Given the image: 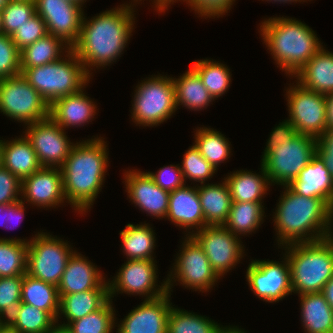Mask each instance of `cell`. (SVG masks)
I'll use <instances>...</instances> for the list:
<instances>
[{"label":"cell","instance_id":"f907efd6","mask_svg":"<svg viewBox=\"0 0 333 333\" xmlns=\"http://www.w3.org/2000/svg\"><path fill=\"white\" fill-rule=\"evenodd\" d=\"M297 134V130L291 124V122L286 119L280 122L270 133L269 139L265 150L262 155V159L273 149L281 145L283 142H290L291 139Z\"/></svg>","mask_w":333,"mask_h":333},{"label":"cell","instance_id":"1f68e13d","mask_svg":"<svg viewBox=\"0 0 333 333\" xmlns=\"http://www.w3.org/2000/svg\"><path fill=\"white\" fill-rule=\"evenodd\" d=\"M149 223L127 224L120 231L123 253L127 260H154L153 253L156 239L153 228Z\"/></svg>","mask_w":333,"mask_h":333},{"label":"cell","instance_id":"7c38bea8","mask_svg":"<svg viewBox=\"0 0 333 333\" xmlns=\"http://www.w3.org/2000/svg\"><path fill=\"white\" fill-rule=\"evenodd\" d=\"M286 93L288 120L297 133L317 139L327 129L326 96L304 88L297 81Z\"/></svg>","mask_w":333,"mask_h":333},{"label":"cell","instance_id":"db71d44e","mask_svg":"<svg viewBox=\"0 0 333 333\" xmlns=\"http://www.w3.org/2000/svg\"><path fill=\"white\" fill-rule=\"evenodd\" d=\"M325 96L327 129H333V92L326 94Z\"/></svg>","mask_w":333,"mask_h":333},{"label":"cell","instance_id":"9a60e30c","mask_svg":"<svg viewBox=\"0 0 333 333\" xmlns=\"http://www.w3.org/2000/svg\"><path fill=\"white\" fill-rule=\"evenodd\" d=\"M284 261L252 260L247 267L246 281L253 293L269 303L279 302L292 295L290 266L283 254Z\"/></svg>","mask_w":333,"mask_h":333},{"label":"cell","instance_id":"f35d334b","mask_svg":"<svg viewBox=\"0 0 333 333\" xmlns=\"http://www.w3.org/2000/svg\"><path fill=\"white\" fill-rule=\"evenodd\" d=\"M30 240L0 237V277L26 273L27 249Z\"/></svg>","mask_w":333,"mask_h":333},{"label":"cell","instance_id":"7bdbcfd3","mask_svg":"<svg viewBox=\"0 0 333 333\" xmlns=\"http://www.w3.org/2000/svg\"><path fill=\"white\" fill-rule=\"evenodd\" d=\"M183 172V177L186 180H193L195 183L199 182L205 184V181L212 178L217 170L206 161L200 154L199 150L192 145L187 152L183 155V161L180 165Z\"/></svg>","mask_w":333,"mask_h":333},{"label":"cell","instance_id":"8fae6325","mask_svg":"<svg viewBox=\"0 0 333 333\" xmlns=\"http://www.w3.org/2000/svg\"><path fill=\"white\" fill-rule=\"evenodd\" d=\"M49 104L22 75L0 80V112L28 125L49 117Z\"/></svg>","mask_w":333,"mask_h":333},{"label":"cell","instance_id":"7dc6e473","mask_svg":"<svg viewBox=\"0 0 333 333\" xmlns=\"http://www.w3.org/2000/svg\"><path fill=\"white\" fill-rule=\"evenodd\" d=\"M147 173L156 185L168 192L185 185L183 172L179 164L161 167L156 173L149 171Z\"/></svg>","mask_w":333,"mask_h":333},{"label":"cell","instance_id":"6125c7cd","mask_svg":"<svg viewBox=\"0 0 333 333\" xmlns=\"http://www.w3.org/2000/svg\"><path fill=\"white\" fill-rule=\"evenodd\" d=\"M0 34H3V28H2V12L0 11Z\"/></svg>","mask_w":333,"mask_h":333},{"label":"cell","instance_id":"836d02e7","mask_svg":"<svg viewBox=\"0 0 333 333\" xmlns=\"http://www.w3.org/2000/svg\"><path fill=\"white\" fill-rule=\"evenodd\" d=\"M59 301L57 286L24 274L21 302L48 312L57 321Z\"/></svg>","mask_w":333,"mask_h":333},{"label":"cell","instance_id":"7a4b0ae2","mask_svg":"<svg viewBox=\"0 0 333 333\" xmlns=\"http://www.w3.org/2000/svg\"><path fill=\"white\" fill-rule=\"evenodd\" d=\"M282 192L275 214L277 245L315 242L333 234V209L320 198L305 197L287 185Z\"/></svg>","mask_w":333,"mask_h":333},{"label":"cell","instance_id":"4dcf8cb0","mask_svg":"<svg viewBox=\"0 0 333 333\" xmlns=\"http://www.w3.org/2000/svg\"><path fill=\"white\" fill-rule=\"evenodd\" d=\"M174 84L176 107L199 111L206 109L214 101L199 75L190 67L179 78L172 77Z\"/></svg>","mask_w":333,"mask_h":333},{"label":"cell","instance_id":"cb8c5ba5","mask_svg":"<svg viewBox=\"0 0 333 333\" xmlns=\"http://www.w3.org/2000/svg\"><path fill=\"white\" fill-rule=\"evenodd\" d=\"M95 102L86 95L84 88L75 94L54 100L49 106V116L64 130L82 127L92 122L97 114Z\"/></svg>","mask_w":333,"mask_h":333},{"label":"cell","instance_id":"ffe728a7","mask_svg":"<svg viewBox=\"0 0 333 333\" xmlns=\"http://www.w3.org/2000/svg\"><path fill=\"white\" fill-rule=\"evenodd\" d=\"M124 180L129 201L150 216L166 218L170 192L156 185L147 171L129 169L124 173Z\"/></svg>","mask_w":333,"mask_h":333},{"label":"cell","instance_id":"680465c9","mask_svg":"<svg viewBox=\"0 0 333 333\" xmlns=\"http://www.w3.org/2000/svg\"><path fill=\"white\" fill-rule=\"evenodd\" d=\"M220 333H247L244 329L239 328L238 326H227L222 329Z\"/></svg>","mask_w":333,"mask_h":333},{"label":"cell","instance_id":"5bb4252c","mask_svg":"<svg viewBox=\"0 0 333 333\" xmlns=\"http://www.w3.org/2000/svg\"><path fill=\"white\" fill-rule=\"evenodd\" d=\"M202 247L210 265L221 278L244 257V245L224 225L205 226L191 235ZM235 266V267H234Z\"/></svg>","mask_w":333,"mask_h":333},{"label":"cell","instance_id":"277c9868","mask_svg":"<svg viewBox=\"0 0 333 333\" xmlns=\"http://www.w3.org/2000/svg\"><path fill=\"white\" fill-rule=\"evenodd\" d=\"M259 29L277 67L292 78L323 47L315 31L294 18L270 17Z\"/></svg>","mask_w":333,"mask_h":333},{"label":"cell","instance_id":"ee69618b","mask_svg":"<svg viewBox=\"0 0 333 333\" xmlns=\"http://www.w3.org/2000/svg\"><path fill=\"white\" fill-rule=\"evenodd\" d=\"M24 275L0 277V319L6 321L19 307Z\"/></svg>","mask_w":333,"mask_h":333},{"label":"cell","instance_id":"b9f144b4","mask_svg":"<svg viewBox=\"0 0 333 333\" xmlns=\"http://www.w3.org/2000/svg\"><path fill=\"white\" fill-rule=\"evenodd\" d=\"M1 12L3 34L12 36L20 26L36 14L35 1L10 0Z\"/></svg>","mask_w":333,"mask_h":333},{"label":"cell","instance_id":"e0dca14e","mask_svg":"<svg viewBox=\"0 0 333 333\" xmlns=\"http://www.w3.org/2000/svg\"><path fill=\"white\" fill-rule=\"evenodd\" d=\"M35 9L44 20L47 33L72 48L80 34L84 16L82 5L72 0H35Z\"/></svg>","mask_w":333,"mask_h":333},{"label":"cell","instance_id":"681fc988","mask_svg":"<svg viewBox=\"0 0 333 333\" xmlns=\"http://www.w3.org/2000/svg\"><path fill=\"white\" fill-rule=\"evenodd\" d=\"M21 186L22 181L18 177L5 167H0V205L20 201Z\"/></svg>","mask_w":333,"mask_h":333},{"label":"cell","instance_id":"e7e4bbea","mask_svg":"<svg viewBox=\"0 0 333 333\" xmlns=\"http://www.w3.org/2000/svg\"><path fill=\"white\" fill-rule=\"evenodd\" d=\"M72 1H75L77 3H79L80 5H84V3L87 1V0H72Z\"/></svg>","mask_w":333,"mask_h":333},{"label":"cell","instance_id":"bcb514c9","mask_svg":"<svg viewBox=\"0 0 333 333\" xmlns=\"http://www.w3.org/2000/svg\"><path fill=\"white\" fill-rule=\"evenodd\" d=\"M47 34L44 20L38 14H35L32 18L20 26L11 38L21 51Z\"/></svg>","mask_w":333,"mask_h":333},{"label":"cell","instance_id":"7402d4cb","mask_svg":"<svg viewBox=\"0 0 333 333\" xmlns=\"http://www.w3.org/2000/svg\"><path fill=\"white\" fill-rule=\"evenodd\" d=\"M166 219L188 231L185 236L205 227V218L196 186L186 184L169 194V206ZM195 229V230H193Z\"/></svg>","mask_w":333,"mask_h":333},{"label":"cell","instance_id":"8d00e7d4","mask_svg":"<svg viewBox=\"0 0 333 333\" xmlns=\"http://www.w3.org/2000/svg\"><path fill=\"white\" fill-rule=\"evenodd\" d=\"M191 68L199 75L214 100L229 90L232 74L227 65L212 59H202L194 61Z\"/></svg>","mask_w":333,"mask_h":333},{"label":"cell","instance_id":"2e32d148","mask_svg":"<svg viewBox=\"0 0 333 333\" xmlns=\"http://www.w3.org/2000/svg\"><path fill=\"white\" fill-rule=\"evenodd\" d=\"M24 135L30 141L42 166L61 167L76 143L50 116L28 124Z\"/></svg>","mask_w":333,"mask_h":333},{"label":"cell","instance_id":"f546056e","mask_svg":"<svg viewBox=\"0 0 333 333\" xmlns=\"http://www.w3.org/2000/svg\"><path fill=\"white\" fill-rule=\"evenodd\" d=\"M301 321L306 333H333V309L320 293L299 295Z\"/></svg>","mask_w":333,"mask_h":333},{"label":"cell","instance_id":"8992f818","mask_svg":"<svg viewBox=\"0 0 333 333\" xmlns=\"http://www.w3.org/2000/svg\"><path fill=\"white\" fill-rule=\"evenodd\" d=\"M65 54L50 64L26 68L22 72L49 105L60 97L80 92L91 79L72 49Z\"/></svg>","mask_w":333,"mask_h":333},{"label":"cell","instance_id":"91938a15","mask_svg":"<svg viewBox=\"0 0 333 333\" xmlns=\"http://www.w3.org/2000/svg\"><path fill=\"white\" fill-rule=\"evenodd\" d=\"M263 1V0H262ZM265 1V0H264ZM266 1H270V2H272L273 3V1L274 2H280V3H289V4H291L292 2H307V1H310V0H266Z\"/></svg>","mask_w":333,"mask_h":333},{"label":"cell","instance_id":"4fadbf2b","mask_svg":"<svg viewBox=\"0 0 333 333\" xmlns=\"http://www.w3.org/2000/svg\"><path fill=\"white\" fill-rule=\"evenodd\" d=\"M155 261L127 260L124 262L116 276H113V280H108L110 299L118 293H126L142 295V297L144 295L146 297L144 300H152L168 293L166 278L161 286L157 284L158 268Z\"/></svg>","mask_w":333,"mask_h":333},{"label":"cell","instance_id":"44dd1931","mask_svg":"<svg viewBox=\"0 0 333 333\" xmlns=\"http://www.w3.org/2000/svg\"><path fill=\"white\" fill-rule=\"evenodd\" d=\"M93 262L74 250L70 256L58 288L59 295H69L93 289H109L108 280Z\"/></svg>","mask_w":333,"mask_h":333},{"label":"cell","instance_id":"f1b7e54d","mask_svg":"<svg viewBox=\"0 0 333 333\" xmlns=\"http://www.w3.org/2000/svg\"><path fill=\"white\" fill-rule=\"evenodd\" d=\"M59 297L57 322L63 315L64 319H67V323L97 311L110 300L109 289H93L69 295H59Z\"/></svg>","mask_w":333,"mask_h":333},{"label":"cell","instance_id":"816d5d0a","mask_svg":"<svg viewBox=\"0 0 333 333\" xmlns=\"http://www.w3.org/2000/svg\"><path fill=\"white\" fill-rule=\"evenodd\" d=\"M316 154L324 161L333 178V129H326L316 139Z\"/></svg>","mask_w":333,"mask_h":333},{"label":"cell","instance_id":"f5cc1de1","mask_svg":"<svg viewBox=\"0 0 333 333\" xmlns=\"http://www.w3.org/2000/svg\"><path fill=\"white\" fill-rule=\"evenodd\" d=\"M25 208H26L25 203L22 202L21 200L16 203H11V204H1L0 205V218H1L0 221H2V222H0V226L4 225L3 226L4 228L9 229V228H12V227L7 226L9 223H12L16 220H17L16 223H21L22 219L24 217ZM15 224L13 227H16Z\"/></svg>","mask_w":333,"mask_h":333},{"label":"cell","instance_id":"94428289","mask_svg":"<svg viewBox=\"0 0 333 333\" xmlns=\"http://www.w3.org/2000/svg\"><path fill=\"white\" fill-rule=\"evenodd\" d=\"M10 0H0V11L7 5Z\"/></svg>","mask_w":333,"mask_h":333},{"label":"cell","instance_id":"6da1fadb","mask_svg":"<svg viewBox=\"0 0 333 333\" xmlns=\"http://www.w3.org/2000/svg\"><path fill=\"white\" fill-rule=\"evenodd\" d=\"M133 2L103 11L89 20L83 16L79 38L71 49L90 76L93 68L95 71V67L109 66L123 54L135 29L134 8L140 3Z\"/></svg>","mask_w":333,"mask_h":333},{"label":"cell","instance_id":"d590c367","mask_svg":"<svg viewBox=\"0 0 333 333\" xmlns=\"http://www.w3.org/2000/svg\"><path fill=\"white\" fill-rule=\"evenodd\" d=\"M194 134V146L216 170L231 156L230 141L221 132L204 126L198 127Z\"/></svg>","mask_w":333,"mask_h":333},{"label":"cell","instance_id":"3957f363","mask_svg":"<svg viewBox=\"0 0 333 333\" xmlns=\"http://www.w3.org/2000/svg\"><path fill=\"white\" fill-rule=\"evenodd\" d=\"M106 143L101 136L77 142L60 167L65 202L82 215L91 209L105 181L109 166Z\"/></svg>","mask_w":333,"mask_h":333},{"label":"cell","instance_id":"60d3db41","mask_svg":"<svg viewBox=\"0 0 333 333\" xmlns=\"http://www.w3.org/2000/svg\"><path fill=\"white\" fill-rule=\"evenodd\" d=\"M113 299H110L102 308L80 319L61 325L67 326L71 333H113L117 324Z\"/></svg>","mask_w":333,"mask_h":333},{"label":"cell","instance_id":"5b68a950","mask_svg":"<svg viewBox=\"0 0 333 333\" xmlns=\"http://www.w3.org/2000/svg\"><path fill=\"white\" fill-rule=\"evenodd\" d=\"M293 293H320L333 276V237L283 246Z\"/></svg>","mask_w":333,"mask_h":333},{"label":"cell","instance_id":"d6a6232c","mask_svg":"<svg viewBox=\"0 0 333 333\" xmlns=\"http://www.w3.org/2000/svg\"><path fill=\"white\" fill-rule=\"evenodd\" d=\"M70 49L71 47L60 38L47 34L20 51L21 73L26 68L50 64L63 57L62 55Z\"/></svg>","mask_w":333,"mask_h":333},{"label":"cell","instance_id":"9f6ffc18","mask_svg":"<svg viewBox=\"0 0 333 333\" xmlns=\"http://www.w3.org/2000/svg\"><path fill=\"white\" fill-rule=\"evenodd\" d=\"M0 333H20L7 321H2L0 323Z\"/></svg>","mask_w":333,"mask_h":333},{"label":"cell","instance_id":"d4e9b609","mask_svg":"<svg viewBox=\"0 0 333 333\" xmlns=\"http://www.w3.org/2000/svg\"><path fill=\"white\" fill-rule=\"evenodd\" d=\"M304 88L321 94L333 92V53L322 47L294 76Z\"/></svg>","mask_w":333,"mask_h":333},{"label":"cell","instance_id":"9c48e42d","mask_svg":"<svg viewBox=\"0 0 333 333\" xmlns=\"http://www.w3.org/2000/svg\"><path fill=\"white\" fill-rule=\"evenodd\" d=\"M316 154V138L297 133L290 142H283L263 159L271 186H285L298 177Z\"/></svg>","mask_w":333,"mask_h":333},{"label":"cell","instance_id":"4316f807","mask_svg":"<svg viewBox=\"0 0 333 333\" xmlns=\"http://www.w3.org/2000/svg\"><path fill=\"white\" fill-rule=\"evenodd\" d=\"M260 170V174L252 173L251 170H237L224 177L232 202L263 203L270 182L262 164Z\"/></svg>","mask_w":333,"mask_h":333},{"label":"cell","instance_id":"30bf717a","mask_svg":"<svg viewBox=\"0 0 333 333\" xmlns=\"http://www.w3.org/2000/svg\"><path fill=\"white\" fill-rule=\"evenodd\" d=\"M180 249L166 278L168 292L172 291L171 287L176 281L185 288L209 292L220 277L210 265L202 247L192 236H186Z\"/></svg>","mask_w":333,"mask_h":333},{"label":"cell","instance_id":"11a10c76","mask_svg":"<svg viewBox=\"0 0 333 333\" xmlns=\"http://www.w3.org/2000/svg\"><path fill=\"white\" fill-rule=\"evenodd\" d=\"M325 300L328 302L330 307L333 309V276L332 278L325 284L322 292H321Z\"/></svg>","mask_w":333,"mask_h":333},{"label":"cell","instance_id":"be15d7a7","mask_svg":"<svg viewBox=\"0 0 333 333\" xmlns=\"http://www.w3.org/2000/svg\"><path fill=\"white\" fill-rule=\"evenodd\" d=\"M2 166V146H1V140H0V167Z\"/></svg>","mask_w":333,"mask_h":333},{"label":"cell","instance_id":"ba28073f","mask_svg":"<svg viewBox=\"0 0 333 333\" xmlns=\"http://www.w3.org/2000/svg\"><path fill=\"white\" fill-rule=\"evenodd\" d=\"M47 232H38L28 242L26 274L58 286L73 247Z\"/></svg>","mask_w":333,"mask_h":333},{"label":"cell","instance_id":"e575fe53","mask_svg":"<svg viewBox=\"0 0 333 333\" xmlns=\"http://www.w3.org/2000/svg\"><path fill=\"white\" fill-rule=\"evenodd\" d=\"M264 207L262 203L232 202L224 226L237 237L254 233L263 224Z\"/></svg>","mask_w":333,"mask_h":333},{"label":"cell","instance_id":"74e56055","mask_svg":"<svg viewBox=\"0 0 333 333\" xmlns=\"http://www.w3.org/2000/svg\"><path fill=\"white\" fill-rule=\"evenodd\" d=\"M6 321L20 333H48L57 323L48 312L23 302Z\"/></svg>","mask_w":333,"mask_h":333},{"label":"cell","instance_id":"52a82bcc","mask_svg":"<svg viewBox=\"0 0 333 333\" xmlns=\"http://www.w3.org/2000/svg\"><path fill=\"white\" fill-rule=\"evenodd\" d=\"M141 80L132 100L131 119L139 126H159L176 112L172 76L155 75Z\"/></svg>","mask_w":333,"mask_h":333},{"label":"cell","instance_id":"ab89813d","mask_svg":"<svg viewBox=\"0 0 333 333\" xmlns=\"http://www.w3.org/2000/svg\"><path fill=\"white\" fill-rule=\"evenodd\" d=\"M223 325L187 310L171 307L167 333H220Z\"/></svg>","mask_w":333,"mask_h":333},{"label":"cell","instance_id":"c3c4849f","mask_svg":"<svg viewBox=\"0 0 333 333\" xmlns=\"http://www.w3.org/2000/svg\"><path fill=\"white\" fill-rule=\"evenodd\" d=\"M235 0H188L186 4L194 10L199 17L205 19L217 18L224 16L225 13L230 11Z\"/></svg>","mask_w":333,"mask_h":333},{"label":"cell","instance_id":"6f0895ef","mask_svg":"<svg viewBox=\"0 0 333 333\" xmlns=\"http://www.w3.org/2000/svg\"><path fill=\"white\" fill-rule=\"evenodd\" d=\"M57 322L54 327L48 333H71L67 326L61 325Z\"/></svg>","mask_w":333,"mask_h":333},{"label":"cell","instance_id":"83f0119b","mask_svg":"<svg viewBox=\"0 0 333 333\" xmlns=\"http://www.w3.org/2000/svg\"><path fill=\"white\" fill-rule=\"evenodd\" d=\"M205 226L224 225L231 208V196L226 181L216 184H197Z\"/></svg>","mask_w":333,"mask_h":333},{"label":"cell","instance_id":"d6986e66","mask_svg":"<svg viewBox=\"0 0 333 333\" xmlns=\"http://www.w3.org/2000/svg\"><path fill=\"white\" fill-rule=\"evenodd\" d=\"M171 292L152 299L144 300L134 307L120 324L116 333H167L168 317L172 303Z\"/></svg>","mask_w":333,"mask_h":333},{"label":"cell","instance_id":"f6af8a7d","mask_svg":"<svg viewBox=\"0 0 333 333\" xmlns=\"http://www.w3.org/2000/svg\"><path fill=\"white\" fill-rule=\"evenodd\" d=\"M20 54L11 36L0 34V80L21 73Z\"/></svg>","mask_w":333,"mask_h":333},{"label":"cell","instance_id":"603a6c76","mask_svg":"<svg viewBox=\"0 0 333 333\" xmlns=\"http://www.w3.org/2000/svg\"><path fill=\"white\" fill-rule=\"evenodd\" d=\"M287 186L301 196L323 199L333 209V178L317 154Z\"/></svg>","mask_w":333,"mask_h":333},{"label":"cell","instance_id":"ac0fdd59","mask_svg":"<svg viewBox=\"0 0 333 333\" xmlns=\"http://www.w3.org/2000/svg\"><path fill=\"white\" fill-rule=\"evenodd\" d=\"M21 194V201L33 206L59 207L66 200L61 168L42 166L22 180Z\"/></svg>","mask_w":333,"mask_h":333},{"label":"cell","instance_id":"484cf974","mask_svg":"<svg viewBox=\"0 0 333 333\" xmlns=\"http://www.w3.org/2000/svg\"><path fill=\"white\" fill-rule=\"evenodd\" d=\"M2 166L21 181L38 171L42 165L25 135L10 141L1 140Z\"/></svg>","mask_w":333,"mask_h":333}]
</instances>
